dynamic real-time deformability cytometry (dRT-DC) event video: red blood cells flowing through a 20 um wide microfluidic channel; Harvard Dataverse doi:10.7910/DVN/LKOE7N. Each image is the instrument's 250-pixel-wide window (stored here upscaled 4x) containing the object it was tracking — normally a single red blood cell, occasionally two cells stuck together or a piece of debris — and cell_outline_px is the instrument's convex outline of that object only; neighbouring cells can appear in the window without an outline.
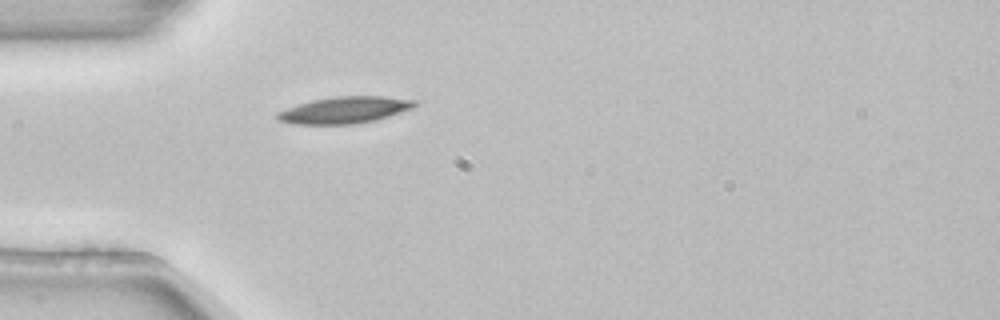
{"species": "common noctule bat (a hibernating species)", "species_latin": "Nyctalus noctula", "temperature_condition": "room temperature", "stored_images_in_passage": 1, "camera_frame_rate_fps": 3000, "um_per_image_px": 0.085, "animal": {"sex": "female", "body_mass_g": 22.7, "forearm_length_mm": 54.2}, "frame": {"image": 1, "passage_image": 1, "time_ms": 0.0, "image_size_px": [1000, 320], "cell_outline_px": [[416, 104], [412, 108], [376, 120], [352, 124], [292, 124], [276, 120], [276, 112], [312, 100], [336, 96], [384, 96], [416, 100]], "centroid_in_image_um": [29.27, 9.35], "position_along_channel_um": 55.7, "area_um2": 21.21}}